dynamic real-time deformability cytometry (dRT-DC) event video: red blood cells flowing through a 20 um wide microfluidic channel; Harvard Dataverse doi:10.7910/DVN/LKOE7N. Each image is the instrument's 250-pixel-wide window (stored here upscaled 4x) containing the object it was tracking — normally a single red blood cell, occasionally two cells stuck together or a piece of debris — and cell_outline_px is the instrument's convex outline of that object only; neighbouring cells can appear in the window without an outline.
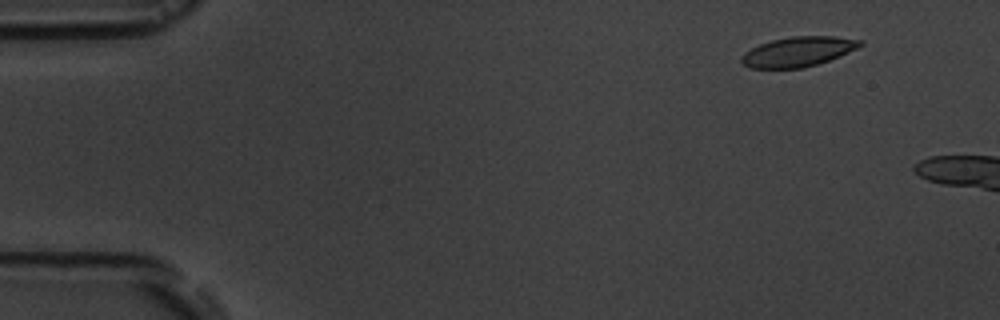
{"species": "common noctule bat (a hibernating species)", "species_latin": "Nyctalus noctula", "temperature_condition": "room temperature", "stored_images_in_passage": 2, "camera_frame_rate_fps": 3000, "um_per_image_px": 0.085, "animal": {"sex": "male", "body_mass_g": 19.5, "forearm_length_mm": 54.6}, "frame": {"image": 1, "passage_image": 1, "time_ms": 0.0, "image_size_px": [1000, 320], "cell_outline_px": [[864, 44], [840, 56], [804, 68], [752, 68], [744, 64], [740, 60], [740, 56], [744, 52], [760, 44], [772, 40], [792, 36], [836, 36], [864, 40]], "centroid_in_image_um": [67.85, 4.38], "position_along_channel_um": 17.2, "area_um2": 20.58}}